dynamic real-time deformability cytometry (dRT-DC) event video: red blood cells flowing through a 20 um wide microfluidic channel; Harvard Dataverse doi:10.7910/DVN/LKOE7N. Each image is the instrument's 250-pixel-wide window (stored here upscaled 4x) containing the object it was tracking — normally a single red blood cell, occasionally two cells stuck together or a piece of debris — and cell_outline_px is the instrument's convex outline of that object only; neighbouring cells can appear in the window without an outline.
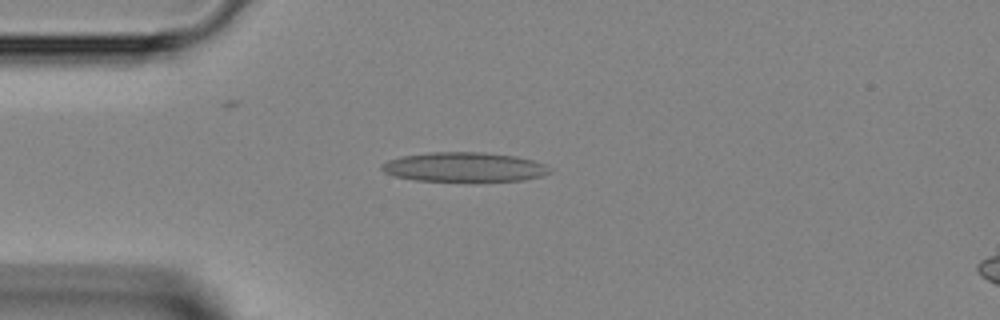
{"species": "Egyptian fruit bat (a non-hibernating species)", "species_latin": "Rousettus aegyptiacus", "temperature_condition": "room temperature", "stored_images_in_passage": 45, "camera_frame_rate_fps": 3000, "um_per_image_px": 0.085, "animal": {"sex": "female"}, "frame": {"image": 1, "passage_image": 11, "time_ms": 3.333, "image_size_px": [1000, 320], "cell_outline_px": [[552, 172], [544, 176], [524, 180], [416, 180], [392, 176], [384, 172], [380, 168], [380, 164], [388, 160], [400, 156], [432, 152], [484, 152], [516, 156], [532, 160], [544, 164]], "centroid_in_image_um": [39.43, 14.18], "position_along_channel_um": 45.6, "area_um2": 28.67}}
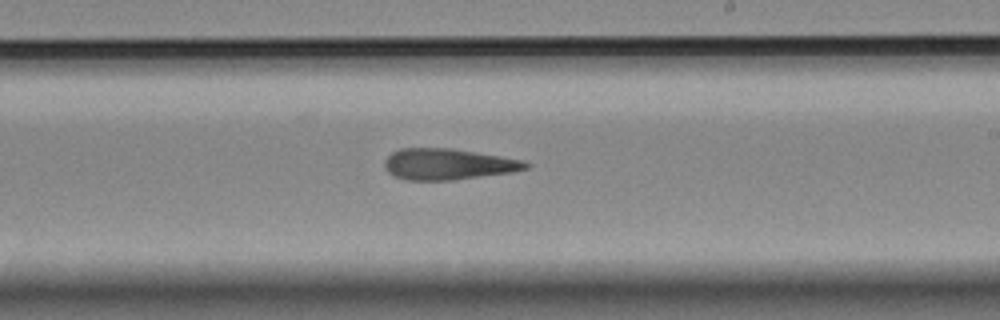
{"frame": {"image": 2, "passage_image": 26, "time_ms": 8.333, "image_size_px": [1000, 320], "cell_outline_px": [[532, 164], [528, 168], [512, 172], [452, 180], [408, 180], [392, 176], [384, 168], [384, 160], [392, 152], [400, 148], [452, 148], [524, 160]], "centroid_in_image_um": [38.07, 13.95], "position_along_channel_um": 250.9, "area_um2": 25.72}}
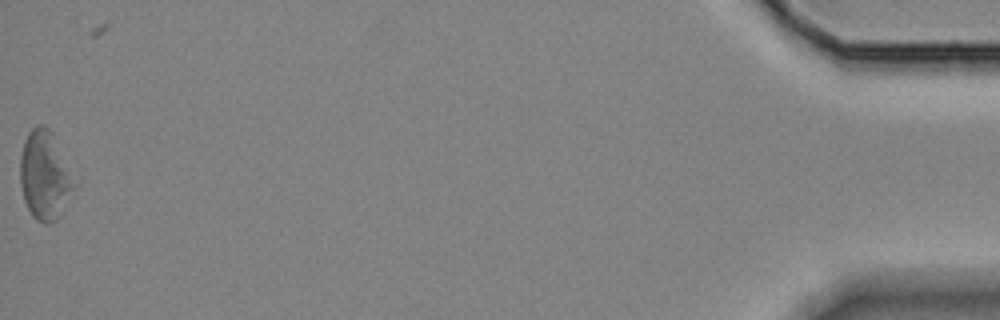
{"frame": {"image": 3, "passage_image": 45, "time_ms": 14.667, "image_size_px": [1000, 320], "cell_outline_px": [[72, 184], [56, 220], [48, 224], [36, 220], [32, 216], [24, 200], [20, 184], [20, 156], [24, 140], [28, 132], [36, 124], [44, 124], [48, 128], [72, 180]], "centroid_in_image_um": [3.67, 14.9], "position_along_channel_um": 431.5, "area_um2": 26.18}}